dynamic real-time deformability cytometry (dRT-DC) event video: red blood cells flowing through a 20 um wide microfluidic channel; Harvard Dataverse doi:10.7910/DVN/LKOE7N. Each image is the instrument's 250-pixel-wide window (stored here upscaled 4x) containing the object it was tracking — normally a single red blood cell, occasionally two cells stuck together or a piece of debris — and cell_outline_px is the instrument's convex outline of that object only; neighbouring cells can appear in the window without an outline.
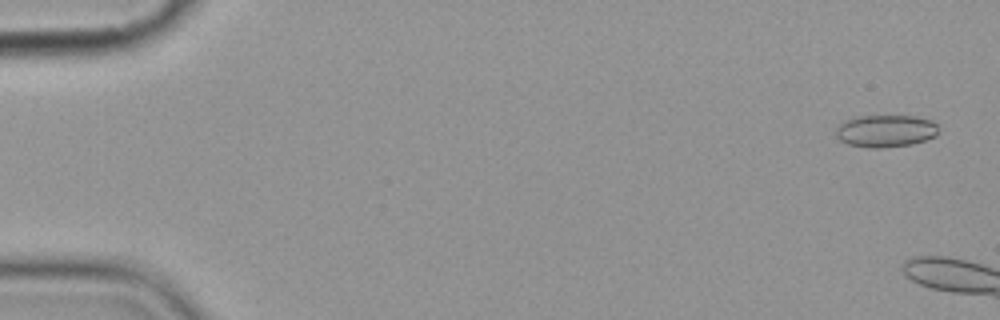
{"species": "common noctule bat (a hibernating species)", "species_latin": "Nyctalus noctula", "temperature_condition": "cold", "stored_images_in_passage": 3, "camera_frame_rate_fps": 3000, "um_per_image_px": 0.085, "animal": {"sex": "female", "body_mass_g": 19.9}, "frame": {"image": 1, "passage_image": 1, "time_ms": 0.0, "image_size_px": [1000, 320], "cell_outline_px": [[936, 136], [912, 144], [880, 148], [868, 148], [848, 144], [840, 140], [836, 136], [836, 128], [844, 120], [852, 116], [916, 116], [932, 120], [936, 124]], "centroid_in_image_um": [75.24, 11.12], "position_along_channel_um": 9.8, "area_um2": 19.36}}